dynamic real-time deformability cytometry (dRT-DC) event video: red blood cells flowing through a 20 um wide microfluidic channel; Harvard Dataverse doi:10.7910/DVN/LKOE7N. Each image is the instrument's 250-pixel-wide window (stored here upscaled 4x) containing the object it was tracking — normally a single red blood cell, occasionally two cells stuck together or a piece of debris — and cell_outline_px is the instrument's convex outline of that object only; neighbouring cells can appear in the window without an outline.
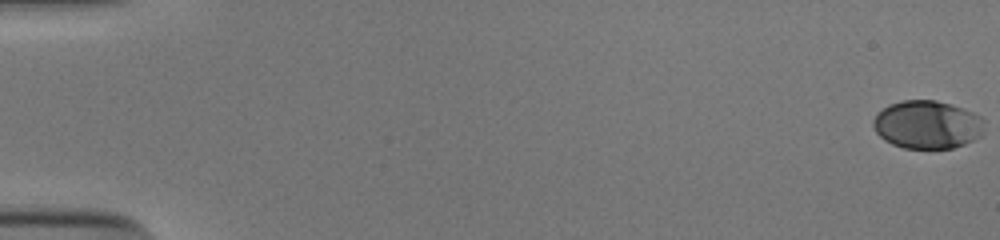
{"species": "human", "species_latin": "Homo sapiens", "temperature_condition": "cold", "stored_images_in_passage": 54, "camera_frame_rate_fps": 3000, "um_per_image_px": 0.085, "donor": {"sex": "male"}, "frame": {"image": 1, "passage_image": 1, "time_ms": 0.0, "image_size_px": [1000, 240], "cell_outline_px": [[976, 116], [972, 140], [964, 144], [952, 148], [904, 148], [892, 144], [884, 140], [876, 132], [872, 124], [876, 116], [884, 108], [892, 104], [904, 100], [936, 100], [960, 108]], "centroid_in_image_um": [78.6, 10.6], "position_along_channel_um": 6.4, "area_um2": 29.3}}
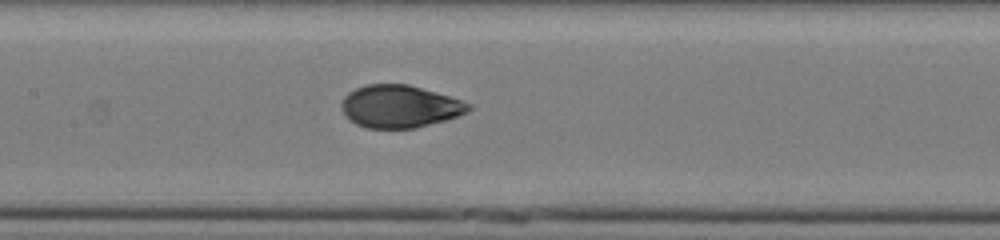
{"frame": {"image": 2, "passage_image": 28, "time_ms": 9.0, "image_size_px": [1000, 240], "cell_outline_px": [[472, 108], [456, 116], [444, 120], [412, 128], [368, 128], [356, 124], [344, 112], [340, 104], [344, 96], [348, 92], [356, 88], [368, 84], [408, 84], [448, 96], [472, 104]], "centroid_in_image_um": [33.94, 9.03], "position_along_channel_um": 173.5, "area_um2": 30.92}}
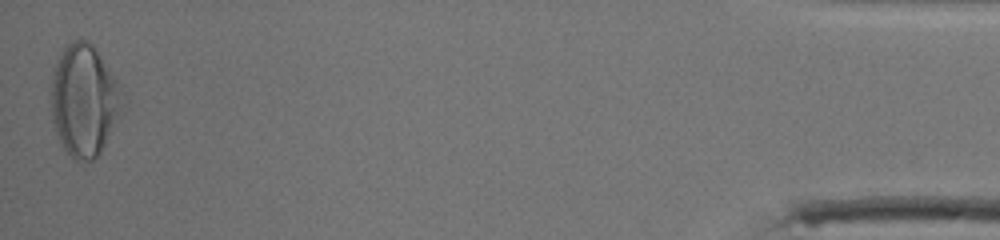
{"frame": {"image": 3, "passage_image": 54, "time_ms": 17.667, "image_size_px": [1000, 240], "cell_outline_px": [[128, 100], [120, 116], [100, 152], [92, 160], [76, 160], [64, 148], [56, 132], [52, 120], [52, 80], [56, 64], [64, 48], [72, 40], [88, 40], [92, 44], [120, 84]], "centroid_in_image_um": [7.21, 8.53], "position_along_channel_um": 428.0, "area_um2": 46.24}, "authors_computed_cell_mechanics": {"area_um2": 31.501, "velocity_mm_per_s": 3.9071, "shape_relaxation_time_tau1_ms": 4.4625, "shape_relaxation_time_tau2_ms": 0.6434, "deformation_change_tau1": 0.1843, "deformation_change_tau2": 0.0463}}